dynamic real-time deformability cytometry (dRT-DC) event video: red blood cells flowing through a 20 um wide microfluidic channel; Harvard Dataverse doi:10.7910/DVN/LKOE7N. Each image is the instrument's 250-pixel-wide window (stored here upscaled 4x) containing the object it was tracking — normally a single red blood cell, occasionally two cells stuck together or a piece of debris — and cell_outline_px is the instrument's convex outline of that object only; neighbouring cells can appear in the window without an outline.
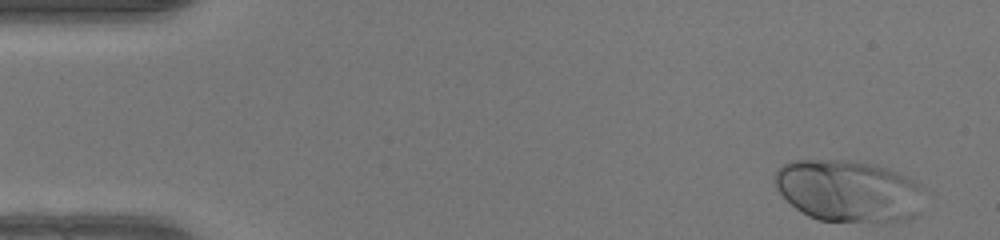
{"species": "human", "species_latin": "Homo sapiens", "temperature_condition": "warm", "stored_images_in_passage": 48, "camera_frame_rate_fps": 3000, "um_per_image_px": 0.085, "donor": {"sex": "female"}, "frame": {"image": 1, "passage_image": 1, "time_ms": 0.0, "image_size_px": [1000, 240], "cell_outline_px": [[924, 188], [912, 216], [904, 220], [892, 224], [820, 220], [808, 216], [796, 208], [776, 188], [776, 168], [792, 160], [852, 160], [876, 164], [888, 168], [908, 176], [916, 180]], "centroid_in_image_um": [72.13, 16.23], "position_along_channel_um": 12.9, "area_um2": 54.16}}
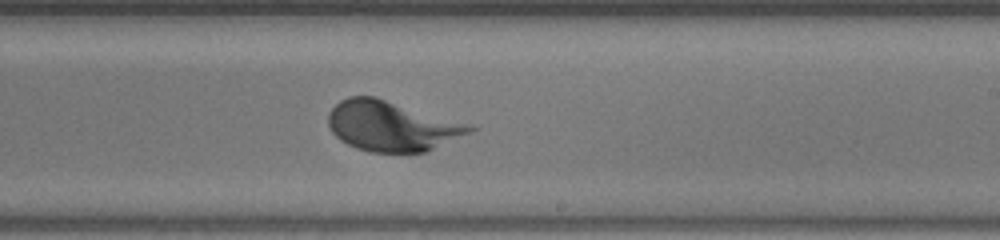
{"frame": {"image": 2, "passage_image": 28, "time_ms": 9.0, "image_size_px": [1000, 240], "cell_outline_px": [[480, 128], [472, 132], [424, 152], [368, 152], [356, 148], [340, 140], [332, 132], [328, 124], [328, 112], [340, 100], [348, 96], [376, 96], [472, 124]], "centroid_in_image_um": [33.31, 10.69], "position_along_channel_um": 255.7, "area_um2": 41.62}}
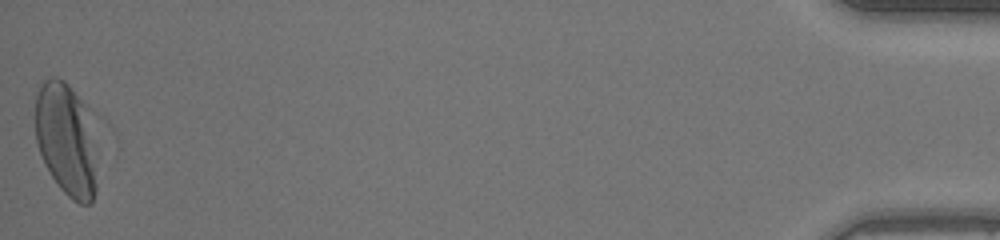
{"frame": {"image": 3, "passage_image": 48, "time_ms": 15.667, "image_size_px": [1000, 240], "cell_outline_px": [[96, 192], [92, 204], [80, 204], [72, 200], [60, 188], [52, 176], [40, 152], [36, 140], [36, 92], [40, 84], [44, 80], [52, 76], [56, 76], [64, 80], [68, 84], [88, 108], [96, 184]], "centroid_in_image_um": [5.6, 11.83], "position_along_channel_um": 429.6, "area_um2": 40.06}}